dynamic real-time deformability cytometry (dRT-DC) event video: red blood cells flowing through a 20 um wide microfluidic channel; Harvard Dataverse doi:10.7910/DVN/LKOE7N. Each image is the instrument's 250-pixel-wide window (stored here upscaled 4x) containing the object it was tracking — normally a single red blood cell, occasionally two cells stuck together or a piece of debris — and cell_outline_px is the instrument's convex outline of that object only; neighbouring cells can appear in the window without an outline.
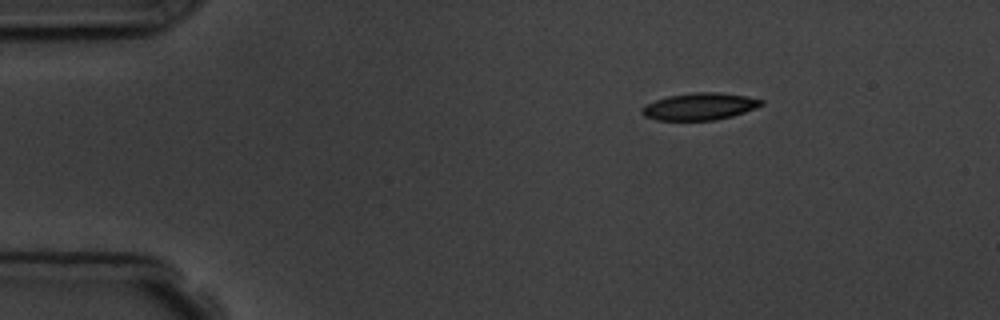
{"species": "common noctule bat (a hibernating species)", "species_latin": "Nyctalus noctula", "temperature_condition": "room temperature", "stored_images_in_passage": 4, "camera_frame_rate_fps": 3000, "um_per_image_px": 0.085, "animal": {"sex": "male", "body_mass_g": 19.5, "forearm_length_mm": 54.6}, "frame": {"image": 1, "passage_image": 1, "time_ms": 0.0, "image_size_px": [1000, 320], "cell_outline_px": [[764, 104], [756, 108], [732, 116], [716, 120], [656, 120], [644, 116], [640, 112], [640, 108], [644, 104], [668, 96], [696, 92], [716, 92], [744, 96], [764, 100]], "centroid_in_image_um": [59.43, 9.05], "position_along_channel_um": 25.6, "area_um2": 18.84}}
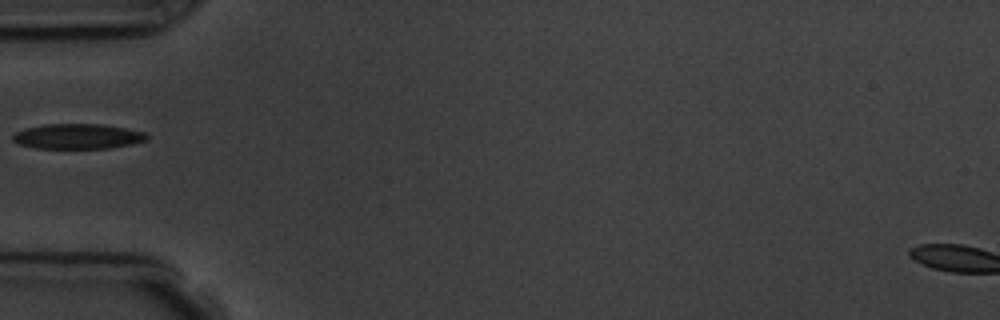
{"frame": {"image": 2, "passage_image": 4, "time_ms": 3.333, "image_size_px": [1000, 320], "cell_outline_px": [[148, 140], [132, 144], [108, 148], [36, 148], [16, 144], [12, 140], [12, 136], [16, 132], [24, 128], [44, 124], [104, 124], [144, 132], [148, 136]], "centroid_in_image_um": [6.57, 11.59], "position_along_channel_um": 78.4, "area_um2": 19.71}}